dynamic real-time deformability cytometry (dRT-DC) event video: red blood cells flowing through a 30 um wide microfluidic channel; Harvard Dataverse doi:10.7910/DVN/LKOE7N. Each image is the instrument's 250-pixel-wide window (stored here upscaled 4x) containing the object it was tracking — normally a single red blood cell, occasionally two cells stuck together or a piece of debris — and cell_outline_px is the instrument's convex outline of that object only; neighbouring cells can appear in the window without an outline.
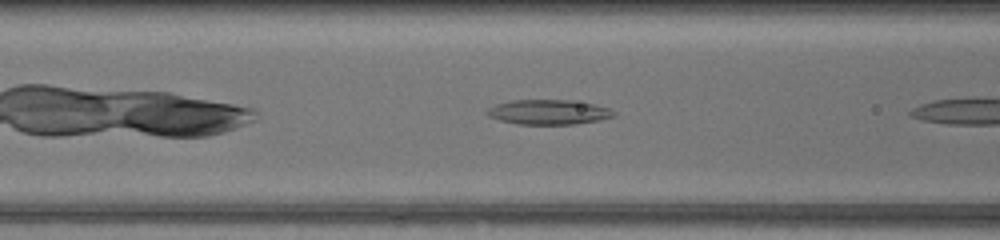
{"species": "common noctule bat (a hibernating species)", "species_latin": "Nyctalus noctula", "temperature_condition": "warm", "stored_images_in_passage": 7, "camera_frame_rate_fps": 3000, "um_per_image_px": 0.085, "animal": {"sex": "female", "body_mass_g": 17.0, "forearm_length_mm": 48.0}, "frame": {"image": 1, "passage_image": 5, "time_ms": 1.333, "image_size_px": [1000, 240], "cell_outline_px": [[616, 112], [612, 116], [596, 120], [572, 124], [520, 124], [500, 120], [488, 116], [488, 112], [492, 108], [500, 104], [516, 100], [572, 100], [592, 104], [608, 108]], "centroid_in_image_um": [46.66, 9.53], "position_along_channel_um": 119.9, "area_um2": 17.63}}